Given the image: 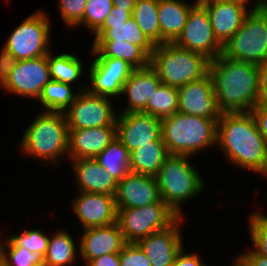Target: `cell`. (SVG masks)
Wrapping results in <instances>:
<instances>
[{
  "label": "cell",
  "mask_w": 267,
  "mask_h": 266,
  "mask_svg": "<svg viewBox=\"0 0 267 266\" xmlns=\"http://www.w3.org/2000/svg\"><path fill=\"white\" fill-rule=\"evenodd\" d=\"M161 84L157 72L151 66L135 69L122 87L121 96H127V104L119 113L143 112L148 100Z\"/></svg>",
  "instance_id": "23"
},
{
  "label": "cell",
  "mask_w": 267,
  "mask_h": 266,
  "mask_svg": "<svg viewBox=\"0 0 267 266\" xmlns=\"http://www.w3.org/2000/svg\"><path fill=\"white\" fill-rule=\"evenodd\" d=\"M234 259L235 261H233L231 266H248L239 256L236 255V258Z\"/></svg>",
  "instance_id": "49"
},
{
  "label": "cell",
  "mask_w": 267,
  "mask_h": 266,
  "mask_svg": "<svg viewBox=\"0 0 267 266\" xmlns=\"http://www.w3.org/2000/svg\"><path fill=\"white\" fill-rule=\"evenodd\" d=\"M48 235L40 229H30L19 233L10 234L7 239L13 246H21L26 248L32 253H37L40 257H44L47 252Z\"/></svg>",
  "instance_id": "35"
},
{
  "label": "cell",
  "mask_w": 267,
  "mask_h": 266,
  "mask_svg": "<svg viewBox=\"0 0 267 266\" xmlns=\"http://www.w3.org/2000/svg\"><path fill=\"white\" fill-rule=\"evenodd\" d=\"M117 210V223L127 243H136L167 229L179 218L163 200L139 208Z\"/></svg>",
  "instance_id": "9"
},
{
  "label": "cell",
  "mask_w": 267,
  "mask_h": 266,
  "mask_svg": "<svg viewBox=\"0 0 267 266\" xmlns=\"http://www.w3.org/2000/svg\"><path fill=\"white\" fill-rule=\"evenodd\" d=\"M209 74L222 113L248 112L258 104V65L232 60L221 54L210 61Z\"/></svg>",
  "instance_id": "2"
},
{
  "label": "cell",
  "mask_w": 267,
  "mask_h": 266,
  "mask_svg": "<svg viewBox=\"0 0 267 266\" xmlns=\"http://www.w3.org/2000/svg\"><path fill=\"white\" fill-rule=\"evenodd\" d=\"M111 101L110 97L92 94L87 89L78 91L74 102L64 111L69 129L116 126L118 113Z\"/></svg>",
  "instance_id": "10"
},
{
  "label": "cell",
  "mask_w": 267,
  "mask_h": 266,
  "mask_svg": "<svg viewBox=\"0 0 267 266\" xmlns=\"http://www.w3.org/2000/svg\"><path fill=\"white\" fill-rule=\"evenodd\" d=\"M71 233L58 229L51 234L48 241L46 255L43 257V266H74L79 257V245L75 244ZM78 251V252H77Z\"/></svg>",
  "instance_id": "27"
},
{
  "label": "cell",
  "mask_w": 267,
  "mask_h": 266,
  "mask_svg": "<svg viewBox=\"0 0 267 266\" xmlns=\"http://www.w3.org/2000/svg\"><path fill=\"white\" fill-rule=\"evenodd\" d=\"M161 200L155 176L129 172L118 181L117 209L139 208Z\"/></svg>",
  "instance_id": "19"
},
{
  "label": "cell",
  "mask_w": 267,
  "mask_h": 266,
  "mask_svg": "<svg viewBox=\"0 0 267 266\" xmlns=\"http://www.w3.org/2000/svg\"><path fill=\"white\" fill-rule=\"evenodd\" d=\"M136 0H113V7L124 9L125 11H133Z\"/></svg>",
  "instance_id": "47"
},
{
  "label": "cell",
  "mask_w": 267,
  "mask_h": 266,
  "mask_svg": "<svg viewBox=\"0 0 267 266\" xmlns=\"http://www.w3.org/2000/svg\"><path fill=\"white\" fill-rule=\"evenodd\" d=\"M51 80L73 86L81 79L84 65L80 57L71 53L54 54L52 50L47 55Z\"/></svg>",
  "instance_id": "29"
},
{
  "label": "cell",
  "mask_w": 267,
  "mask_h": 266,
  "mask_svg": "<svg viewBox=\"0 0 267 266\" xmlns=\"http://www.w3.org/2000/svg\"><path fill=\"white\" fill-rule=\"evenodd\" d=\"M17 59L2 47L0 52V86L6 81L14 69Z\"/></svg>",
  "instance_id": "40"
},
{
  "label": "cell",
  "mask_w": 267,
  "mask_h": 266,
  "mask_svg": "<svg viewBox=\"0 0 267 266\" xmlns=\"http://www.w3.org/2000/svg\"><path fill=\"white\" fill-rule=\"evenodd\" d=\"M86 89L87 85L79 88L75 91L77 93H75L71 85L50 80L44 86L38 100L43 106V111L64 112L74 102L78 91Z\"/></svg>",
  "instance_id": "30"
},
{
  "label": "cell",
  "mask_w": 267,
  "mask_h": 266,
  "mask_svg": "<svg viewBox=\"0 0 267 266\" xmlns=\"http://www.w3.org/2000/svg\"><path fill=\"white\" fill-rule=\"evenodd\" d=\"M259 97L258 103L267 105V61L258 65Z\"/></svg>",
  "instance_id": "44"
},
{
  "label": "cell",
  "mask_w": 267,
  "mask_h": 266,
  "mask_svg": "<svg viewBox=\"0 0 267 266\" xmlns=\"http://www.w3.org/2000/svg\"><path fill=\"white\" fill-rule=\"evenodd\" d=\"M247 224L253 250L258 255L267 257V214L255 211L249 215Z\"/></svg>",
  "instance_id": "37"
},
{
  "label": "cell",
  "mask_w": 267,
  "mask_h": 266,
  "mask_svg": "<svg viewBox=\"0 0 267 266\" xmlns=\"http://www.w3.org/2000/svg\"><path fill=\"white\" fill-rule=\"evenodd\" d=\"M116 138L130 153L141 145L162 138V120L142 112L118 113Z\"/></svg>",
  "instance_id": "14"
},
{
  "label": "cell",
  "mask_w": 267,
  "mask_h": 266,
  "mask_svg": "<svg viewBox=\"0 0 267 266\" xmlns=\"http://www.w3.org/2000/svg\"><path fill=\"white\" fill-rule=\"evenodd\" d=\"M254 8L261 11H267V0H254Z\"/></svg>",
  "instance_id": "48"
},
{
  "label": "cell",
  "mask_w": 267,
  "mask_h": 266,
  "mask_svg": "<svg viewBox=\"0 0 267 266\" xmlns=\"http://www.w3.org/2000/svg\"><path fill=\"white\" fill-rule=\"evenodd\" d=\"M78 242L79 259L85 262V266L102 255L120 253L127 243L117 222L109 226L83 229Z\"/></svg>",
  "instance_id": "20"
},
{
  "label": "cell",
  "mask_w": 267,
  "mask_h": 266,
  "mask_svg": "<svg viewBox=\"0 0 267 266\" xmlns=\"http://www.w3.org/2000/svg\"><path fill=\"white\" fill-rule=\"evenodd\" d=\"M192 3L186 0H159L160 44L174 43L181 35Z\"/></svg>",
  "instance_id": "24"
},
{
  "label": "cell",
  "mask_w": 267,
  "mask_h": 266,
  "mask_svg": "<svg viewBox=\"0 0 267 266\" xmlns=\"http://www.w3.org/2000/svg\"><path fill=\"white\" fill-rule=\"evenodd\" d=\"M191 158L169 154L155 175L161 199L178 217H184L182 204L204 191L202 175L195 169Z\"/></svg>",
  "instance_id": "4"
},
{
  "label": "cell",
  "mask_w": 267,
  "mask_h": 266,
  "mask_svg": "<svg viewBox=\"0 0 267 266\" xmlns=\"http://www.w3.org/2000/svg\"><path fill=\"white\" fill-rule=\"evenodd\" d=\"M210 59L177 46L163 43L155 46L150 66L157 72L162 84L179 88L209 74Z\"/></svg>",
  "instance_id": "6"
},
{
  "label": "cell",
  "mask_w": 267,
  "mask_h": 266,
  "mask_svg": "<svg viewBox=\"0 0 267 266\" xmlns=\"http://www.w3.org/2000/svg\"><path fill=\"white\" fill-rule=\"evenodd\" d=\"M94 159L118 181L130 172V153L117 138Z\"/></svg>",
  "instance_id": "31"
},
{
  "label": "cell",
  "mask_w": 267,
  "mask_h": 266,
  "mask_svg": "<svg viewBox=\"0 0 267 266\" xmlns=\"http://www.w3.org/2000/svg\"><path fill=\"white\" fill-rule=\"evenodd\" d=\"M60 17L68 28L74 26L83 18L87 0H57Z\"/></svg>",
  "instance_id": "38"
},
{
  "label": "cell",
  "mask_w": 267,
  "mask_h": 266,
  "mask_svg": "<svg viewBox=\"0 0 267 266\" xmlns=\"http://www.w3.org/2000/svg\"><path fill=\"white\" fill-rule=\"evenodd\" d=\"M113 0H87L83 18L74 26L85 25L93 34L110 14Z\"/></svg>",
  "instance_id": "36"
},
{
  "label": "cell",
  "mask_w": 267,
  "mask_h": 266,
  "mask_svg": "<svg viewBox=\"0 0 267 266\" xmlns=\"http://www.w3.org/2000/svg\"><path fill=\"white\" fill-rule=\"evenodd\" d=\"M184 218L179 217L167 229L136 242L146 254L151 266H172L177 254L185 247L180 230Z\"/></svg>",
  "instance_id": "18"
},
{
  "label": "cell",
  "mask_w": 267,
  "mask_h": 266,
  "mask_svg": "<svg viewBox=\"0 0 267 266\" xmlns=\"http://www.w3.org/2000/svg\"><path fill=\"white\" fill-rule=\"evenodd\" d=\"M116 138V126L69 129L68 158H95Z\"/></svg>",
  "instance_id": "21"
},
{
  "label": "cell",
  "mask_w": 267,
  "mask_h": 266,
  "mask_svg": "<svg viewBox=\"0 0 267 266\" xmlns=\"http://www.w3.org/2000/svg\"><path fill=\"white\" fill-rule=\"evenodd\" d=\"M169 155L163 139L139 146L130 152V172L155 176Z\"/></svg>",
  "instance_id": "26"
},
{
  "label": "cell",
  "mask_w": 267,
  "mask_h": 266,
  "mask_svg": "<svg viewBox=\"0 0 267 266\" xmlns=\"http://www.w3.org/2000/svg\"><path fill=\"white\" fill-rule=\"evenodd\" d=\"M0 263L3 266H43V258L24 247L13 246L6 239L0 243Z\"/></svg>",
  "instance_id": "34"
},
{
  "label": "cell",
  "mask_w": 267,
  "mask_h": 266,
  "mask_svg": "<svg viewBox=\"0 0 267 266\" xmlns=\"http://www.w3.org/2000/svg\"><path fill=\"white\" fill-rule=\"evenodd\" d=\"M91 54L94 58H117L135 69L150 66V56L138 45L126 41L93 40Z\"/></svg>",
  "instance_id": "25"
},
{
  "label": "cell",
  "mask_w": 267,
  "mask_h": 266,
  "mask_svg": "<svg viewBox=\"0 0 267 266\" xmlns=\"http://www.w3.org/2000/svg\"><path fill=\"white\" fill-rule=\"evenodd\" d=\"M247 251L243 253L241 252V254L238 255L245 262L246 265L267 266V257L258 255L253 249Z\"/></svg>",
  "instance_id": "45"
},
{
  "label": "cell",
  "mask_w": 267,
  "mask_h": 266,
  "mask_svg": "<svg viewBox=\"0 0 267 266\" xmlns=\"http://www.w3.org/2000/svg\"><path fill=\"white\" fill-rule=\"evenodd\" d=\"M120 266H151L146 254L137 243H126L119 253Z\"/></svg>",
  "instance_id": "39"
},
{
  "label": "cell",
  "mask_w": 267,
  "mask_h": 266,
  "mask_svg": "<svg viewBox=\"0 0 267 266\" xmlns=\"http://www.w3.org/2000/svg\"><path fill=\"white\" fill-rule=\"evenodd\" d=\"M90 63L87 90L100 96L120 98L122 87L135 68L117 58H94Z\"/></svg>",
  "instance_id": "13"
},
{
  "label": "cell",
  "mask_w": 267,
  "mask_h": 266,
  "mask_svg": "<svg viewBox=\"0 0 267 266\" xmlns=\"http://www.w3.org/2000/svg\"><path fill=\"white\" fill-rule=\"evenodd\" d=\"M201 2L206 7L214 36L222 46L239 30L246 16L254 8L249 6V3L236 0Z\"/></svg>",
  "instance_id": "17"
},
{
  "label": "cell",
  "mask_w": 267,
  "mask_h": 266,
  "mask_svg": "<svg viewBox=\"0 0 267 266\" xmlns=\"http://www.w3.org/2000/svg\"><path fill=\"white\" fill-rule=\"evenodd\" d=\"M159 0H136L132 18L142 32L155 44H160Z\"/></svg>",
  "instance_id": "32"
},
{
  "label": "cell",
  "mask_w": 267,
  "mask_h": 266,
  "mask_svg": "<svg viewBox=\"0 0 267 266\" xmlns=\"http://www.w3.org/2000/svg\"><path fill=\"white\" fill-rule=\"evenodd\" d=\"M78 192L114 195L118 180L107 172L94 158L69 159Z\"/></svg>",
  "instance_id": "22"
},
{
  "label": "cell",
  "mask_w": 267,
  "mask_h": 266,
  "mask_svg": "<svg viewBox=\"0 0 267 266\" xmlns=\"http://www.w3.org/2000/svg\"><path fill=\"white\" fill-rule=\"evenodd\" d=\"M92 35L93 40L126 41L140 46L150 57L155 44L139 28L131 17L125 23L111 24V28H98Z\"/></svg>",
  "instance_id": "28"
},
{
  "label": "cell",
  "mask_w": 267,
  "mask_h": 266,
  "mask_svg": "<svg viewBox=\"0 0 267 266\" xmlns=\"http://www.w3.org/2000/svg\"><path fill=\"white\" fill-rule=\"evenodd\" d=\"M178 112L208 119H219L222 112L217 105L210 74L178 88Z\"/></svg>",
  "instance_id": "16"
},
{
  "label": "cell",
  "mask_w": 267,
  "mask_h": 266,
  "mask_svg": "<svg viewBox=\"0 0 267 266\" xmlns=\"http://www.w3.org/2000/svg\"><path fill=\"white\" fill-rule=\"evenodd\" d=\"M201 256L194 253H185L183 248L182 250L177 254L174 263L172 266H208L206 265V262L204 263Z\"/></svg>",
  "instance_id": "42"
},
{
  "label": "cell",
  "mask_w": 267,
  "mask_h": 266,
  "mask_svg": "<svg viewBox=\"0 0 267 266\" xmlns=\"http://www.w3.org/2000/svg\"><path fill=\"white\" fill-rule=\"evenodd\" d=\"M51 80L47 55L19 60L6 81L0 86L10 93L38 100L44 86Z\"/></svg>",
  "instance_id": "12"
},
{
  "label": "cell",
  "mask_w": 267,
  "mask_h": 266,
  "mask_svg": "<svg viewBox=\"0 0 267 266\" xmlns=\"http://www.w3.org/2000/svg\"><path fill=\"white\" fill-rule=\"evenodd\" d=\"M251 113L263 138L267 141V105L258 103Z\"/></svg>",
  "instance_id": "41"
},
{
  "label": "cell",
  "mask_w": 267,
  "mask_h": 266,
  "mask_svg": "<svg viewBox=\"0 0 267 266\" xmlns=\"http://www.w3.org/2000/svg\"><path fill=\"white\" fill-rule=\"evenodd\" d=\"M216 144L237 168L267 177V141L251 111L222 113L217 121Z\"/></svg>",
  "instance_id": "1"
},
{
  "label": "cell",
  "mask_w": 267,
  "mask_h": 266,
  "mask_svg": "<svg viewBox=\"0 0 267 266\" xmlns=\"http://www.w3.org/2000/svg\"><path fill=\"white\" fill-rule=\"evenodd\" d=\"M174 43L181 48L200 53L210 60L222 54L223 46L214 36L206 7L201 1H194L186 25Z\"/></svg>",
  "instance_id": "11"
},
{
  "label": "cell",
  "mask_w": 267,
  "mask_h": 266,
  "mask_svg": "<svg viewBox=\"0 0 267 266\" xmlns=\"http://www.w3.org/2000/svg\"><path fill=\"white\" fill-rule=\"evenodd\" d=\"M232 60L260 65L267 61V11L253 8L239 30L223 45Z\"/></svg>",
  "instance_id": "7"
},
{
  "label": "cell",
  "mask_w": 267,
  "mask_h": 266,
  "mask_svg": "<svg viewBox=\"0 0 267 266\" xmlns=\"http://www.w3.org/2000/svg\"><path fill=\"white\" fill-rule=\"evenodd\" d=\"M218 119L176 112L162 119V139L169 154L195 156L216 145Z\"/></svg>",
  "instance_id": "5"
},
{
  "label": "cell",
  "mask_w": 267,
  "mask_h": 266,
  "mask_svg": "<svg viewBox=\"0 0 267 266\" xmlns=\"http://www.w3.org/2000/svg\"><path fill=\"white\" fill-rule=\"evenodd\" d=\"M178 88L161 84L148 100L142 113L155 116L161 120L178 112Z\"/></svg>",
  "instance_id": "33"
},
{
  "label": "cell",
  "mask_w": 267,
  "mask_h": 266,
  "mask_svg": "<svg viewBox=\"0 0 267 266\" xmlns=\"http://www.w3.org/2000/svg\"><path fill=\"white\" fill-rule=\"evenodd\" d=\"M38 10L22 21L7 38L3 47L18 61L46 56L50 52L51 19Z\"/></svg>",
  "instance_id": "8"
},
{
  "label": "cell",
  "mask_w": 267,
  "mask_h": 266,
  "mask_svg": "<svg viewBox=\"0 0 267 266\" xmlns=\"http://www.w3.org/2000/svg\"><path fill=\"white\" fill-rule=\"evenodd\" d=\"M198 1H208V0H198ZM236 1L250 3V6H251V4H252V6H254V0H236Z\"/></svg>",
  "instance_id": "50"
},
{
  "label": "cell",
  "mask_w": 267,
  "mask_h": 266,
  "mask_svg": "<svg viewBox=\"0 0 267 266\" xmlns=\"http://www.w3.org/2000/svg\"><path fill=\"white\" fill-rule=\"evenodd\" d=\"M31 122L19 144L21 153L57 167L63 156L68 157L69 127L64 112L42 111Z\"/></svg>",
  "instance_id": "3"
},
{
  "label": "cell",
  "mask_w": 267,
  "mask_h": 266,
  "mask_svg": "<svg viewBox=\"0 0 267 266\" xmlns=\"http://www.w3.org/2000/svg\"><path fill=\"white\" fill-rule=\"evenodd\" d=\"M132 12L133 11H125L124 9L113 7L112 11L99 28H111V24L125 23L132 17Z\"/></svg>",
  "instance_id": "43"
},
{
  "label": "cell",
  "mask_w": 267,
  "mask_h": 266,
  "mask_svg": "<svg viewBox=\"0 0 267 266\" xmlns=\"http://www.w3.org/2000/svg\"><path fill=\"white\" fill-rule=\"evenodd\" d=\"M70 207L83 229L109 226L117 222L114 195L78 192Z\"/></svg>",
  "instance_id": "15"
},
{
  "label": "cell",
  "mask_w": 267,
  "mask_h": 266,
  "mask_svg": "<svg viewBox=\"0 0 267 266\" xmlns=\"http://www.w3.org/2000/svg\"><path fill=\"white\" fill-rule=\"evenodd\" d=\"M86 266H120L119 253L102 255L92 259Z\"/></svg>",
  "instance_id": "46"
}]
</instances>
